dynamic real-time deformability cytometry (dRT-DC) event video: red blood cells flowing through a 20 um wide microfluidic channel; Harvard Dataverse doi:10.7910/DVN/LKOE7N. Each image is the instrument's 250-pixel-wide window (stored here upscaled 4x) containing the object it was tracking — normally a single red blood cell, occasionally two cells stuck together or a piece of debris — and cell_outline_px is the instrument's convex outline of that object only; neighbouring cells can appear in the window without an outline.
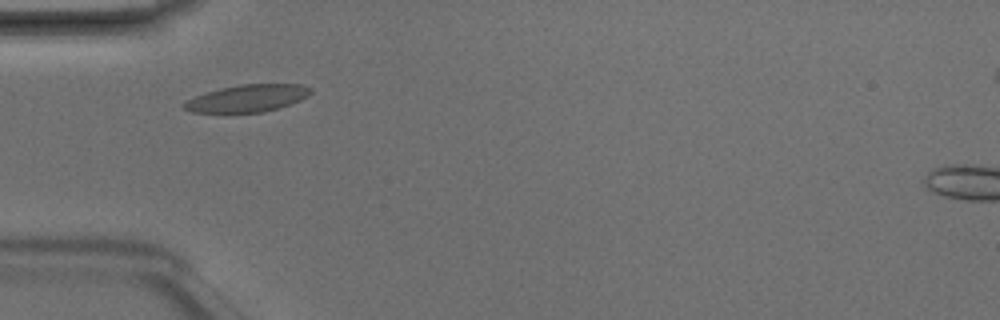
{"species": "Egyptian fruit bat (a non-hibernating species)", "species_latin": "Rousettus aegyptiacus", "temperature_condition": "room temperature", "stored_images_in_passage": 6, "camera_frame_rate_fps": 3000, "um_per_image_px": 0.085, "animal": {"sex": "male"}, "frame": {"image": 1, "passage_image": 2, "time_ms": 0.333, "image_size_px": [1000, 320], "cell_outline_px": [[312, 92], [308, 96], [300, 100], [264, 112], [192, 112], [184, 108], [180, 104], [196, 96], [220, 88], [240, 84], [300, 84], [312, 88]], "centroid_in_image_um": [21.04, 8.34], "position_along_channel_um": 64.0, "area_um2": 19.83}}
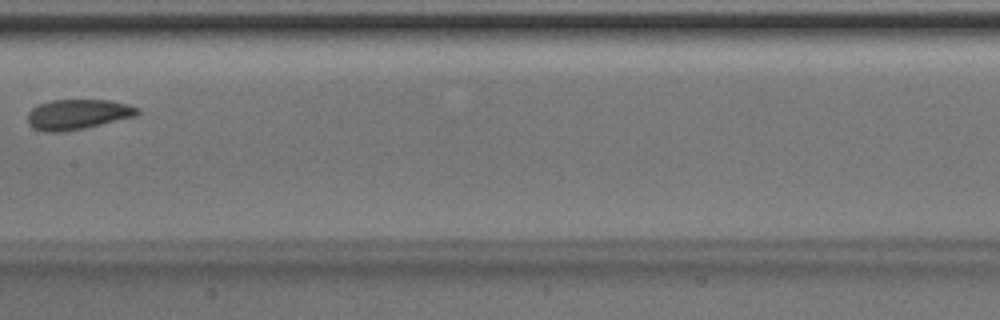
{"frame": {"image": 2, "passage_image": 5, "time_ms": 1.333, "image_size_px": [1000, 320], "cell_outline_px": [[140, 112], [136, 116], [84, 128], [64, 132], [44, 132], [32, 128], [28, 124], [28, 112], [32, 108], [40, 104], [52, 100], [108, 100], [128, 104], [140, 108]], "centroid_in_image_um": [6.6, 9.73], "position_along_channel_um": 200.8, "area_um2": 19.36}}